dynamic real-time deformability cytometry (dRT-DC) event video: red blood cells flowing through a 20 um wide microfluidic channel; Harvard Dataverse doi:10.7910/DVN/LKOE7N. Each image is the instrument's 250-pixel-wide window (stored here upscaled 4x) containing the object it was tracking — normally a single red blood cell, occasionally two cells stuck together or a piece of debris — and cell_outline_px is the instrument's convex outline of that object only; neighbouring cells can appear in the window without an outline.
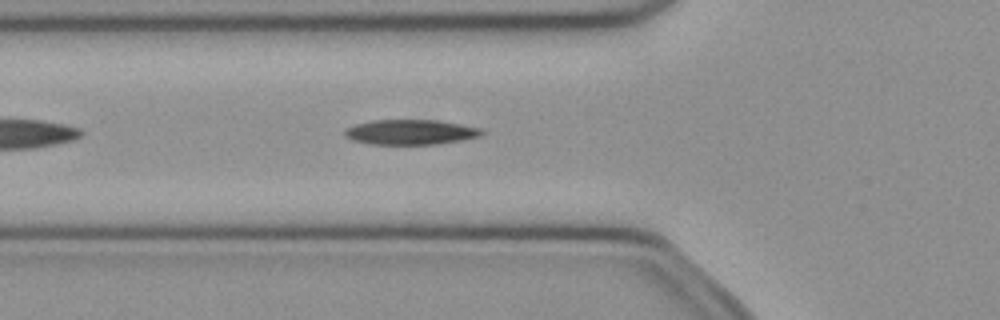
{"species": "common noctule bat (a hibernating species)", "species_latin": "Nyctalus noctula", "temperature_condition": "cold", "stored_images_in_passage": 39, "camera_frame_rate_fps": 3000, "um_per_image_px": 0.085, "animal": {"sex": "female", "body_mass_g": 21.9}, "frame": {"image": 1, "passage_image": 6, "time_ms": 1.667, "image_size_px": [1000, 320], "cell_outline_px": [[484, 132], [480, 136], [440, 144], [372, 144], [352, 140], [344, 136], [344, 132], [348, 128], [356, 124], [372, 120], [436, 120], [460, 124], [480, 128]], "centroid_in_image_um": [34.89, 11.23], "position_along_channel_um": 90.9, "area_um2": 19.83}}
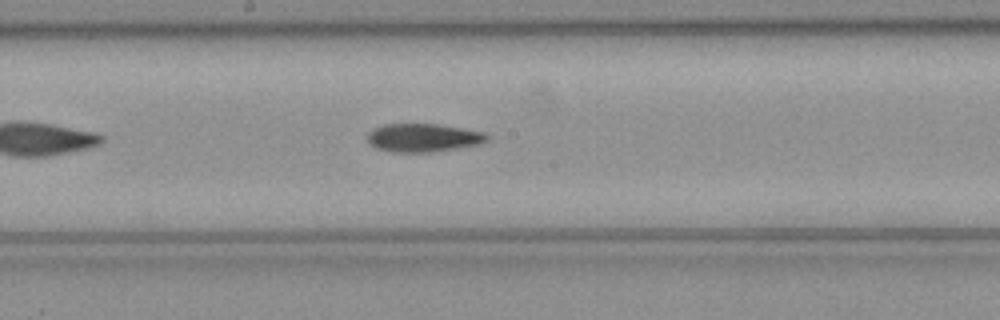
{"frame": {"image": 2, "passage_image": 15, "time_ms": 4.667, "image_size_px": [1000, 320], "cell_outline_px": [[488, 140], [480, 144], [432, 152], [392, 152], [376, 148], [368, 144], [368, 132], [372, 128], [384, 124], [436, 124], [484, 132], [488, 136]], "centroid_in_image_um": [35.93, 11.71], "position_along_channel_um": 212.3, "area_um2": 19.71}}
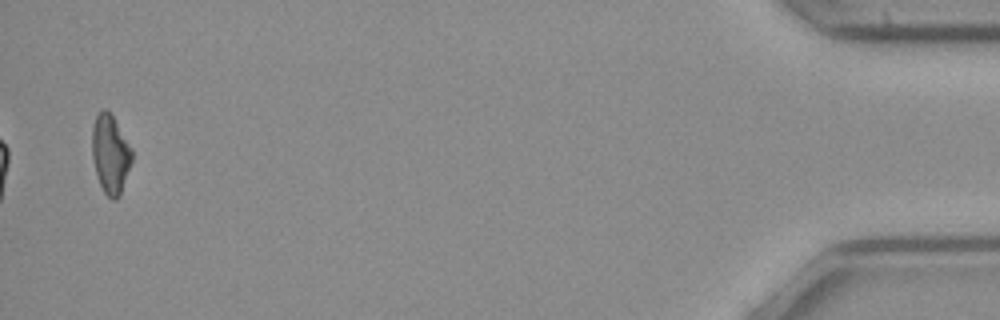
{"frame": {"image": 3, "passage_image": 38, "time_ms": 12.333, "image_size_px": [1000, 320], "cell_outline_px": [[132, 160], [120, 196], [116, 200], [112, 200], [104, 192], [100, 184], [96, 172], [92, 156], [92, 124], [96, 116], [104, 108], [112, 116], [132, 148]], "centroid_in_image_um": [9.38, 13.12], "position_along_channel_um": 425.8, "area_um2": 18.09}, "authors_computed_cell_mechanics": {"area_um2": 19.4786, "velocity_mm_per_s": 4.0, "shape_relaxation_time_tau1_ms": 3.9291, "shape_relaxation_time_tau2_ms": null, "deformation_change_tau1": 0.1426, "deformation_change_tau2": null}}